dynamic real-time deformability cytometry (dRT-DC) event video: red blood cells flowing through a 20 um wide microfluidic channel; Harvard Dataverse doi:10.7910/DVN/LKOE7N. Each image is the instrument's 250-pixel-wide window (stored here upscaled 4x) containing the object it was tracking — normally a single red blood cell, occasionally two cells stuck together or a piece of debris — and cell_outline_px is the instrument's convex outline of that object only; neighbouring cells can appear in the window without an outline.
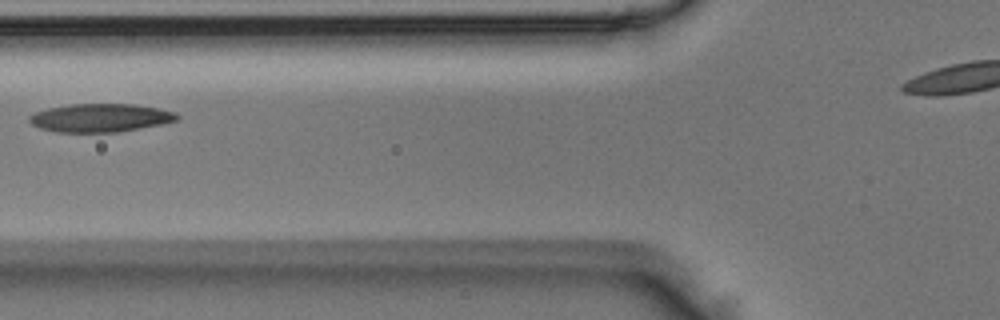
{"species": "Egyptian fruit bat (a non-hibernating species)", "species_latin": "Rousettus aegyptiacus", "temperature_condition": "room temperature", "stored_images_in_passage": 4, "camera_frame_rate_fps": 3000, "um_per_image_px": 0.085, "animal": {"sex": "male"}, "frame": {"image": 1, "passage_image": 2, "time_ms": 0.333, "image_size_px": [1000, 320], "cell_outline_px": [[180, 116], [176, 120], [160, 124], [116, 132], [56, 132], [40, 128], [32, 124], [28, 120], [28, 116], [36, 112], [48, 108], [72, 104], [136, 104], [160, 108], [176, 112]], "centroid_in_image_um": [8.52, 10.01], "position_along_channel_um": 117.3, "area_um2": 24.28}}